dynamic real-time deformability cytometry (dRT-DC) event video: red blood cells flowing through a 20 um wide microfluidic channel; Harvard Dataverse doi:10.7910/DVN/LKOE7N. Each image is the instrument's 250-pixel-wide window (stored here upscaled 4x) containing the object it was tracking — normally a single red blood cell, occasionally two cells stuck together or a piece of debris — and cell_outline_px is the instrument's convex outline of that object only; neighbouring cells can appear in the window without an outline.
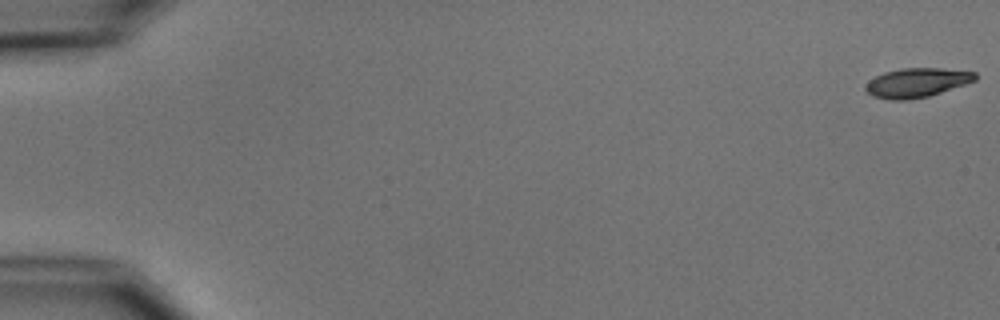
{"species": "common noctule bat (a hibernating species)", "species_latin": "Nyctalus noctula", "temperature_condition": "cold", "stored_images_in_passage": 5, "camera_frame_rate_fps": 3000, "um_per_image_px": 0.085, "animal": {"sex": "male", "body_mass_g": 15.6}, "frame": {"image": 1, "passage_image": 1, "time_ms": 0.0, "image_size_px": [1000, 320], "cell_outline_px": [[976, 80], [928, 96], [908, 100], [888, 100], [872, 96], [864, 88], [868, 80], [884, 72], [900, 68], [940, 68], [976, 72]], "centroid_in_image_um": [77.88, 7.02], "position_along_channel_um": 7.1, "area_um2": 18.61}}
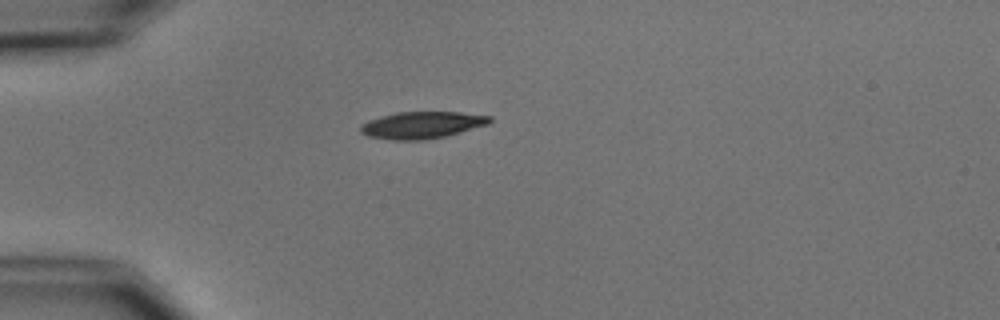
{"frame": {"image": 2, "passage_image": 5, "time_ms": 5.0, "image_size_px": [1000, 320], "cell_outline_px": [[492, 120], [488, 124], [448, 136], [424, 140], [392, 140], [368, 136], [360, 132], [360, 128], [368, 120], [380, 116], [396, 112], [460, 112], [492, 116]], "centroid_in_image_um": [35.89, 10.63], "position_along_channel_um": 49.1, "area_um2": 20.35}}